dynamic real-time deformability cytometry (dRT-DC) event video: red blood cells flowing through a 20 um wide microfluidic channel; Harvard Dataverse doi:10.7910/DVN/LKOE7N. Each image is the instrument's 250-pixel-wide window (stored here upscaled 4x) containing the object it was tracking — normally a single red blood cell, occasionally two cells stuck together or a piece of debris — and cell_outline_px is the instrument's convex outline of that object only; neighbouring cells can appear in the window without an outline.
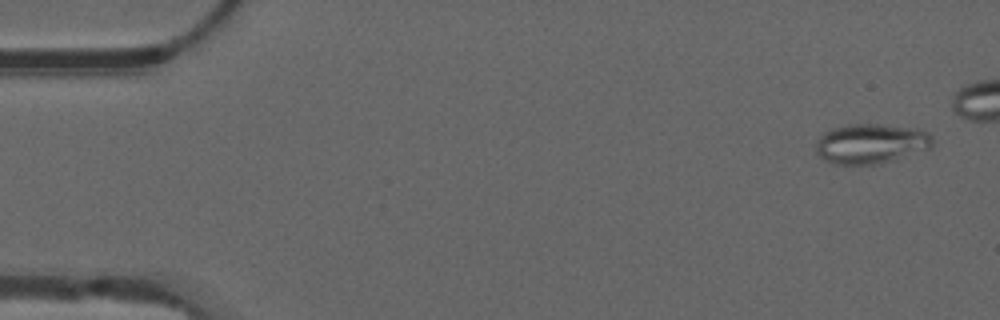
{"species": "common noctule bat (a hibernating species)", "species_latin": "Nyctalus noctula", "temperature_condition": "warm", "stored_images_in_passage": 13, "camera_frame_rate_fps": 3000, "um_per_image_px": 0.085, "animal": {"sex": "male", "forearm_length_mm": 52.5}, "frame": {"image": 1, "passage_image": 3, "time_ms": 0.667, "image_size_px": [1000, 320], "cell_outline_px": [[932, 148], [896, 160], [880, 164], [832, 164], [820, 156], [816, 152], [816, 144], [820, 136], [824, 132], [832, 128], [848, 124], [880, 124], [916, 128], [928, 132], [932, 136]], "centroid_in_image_um": [74.06, 12.21], "position_along_channel_um": 10.9, "area_um2": 27.4}}